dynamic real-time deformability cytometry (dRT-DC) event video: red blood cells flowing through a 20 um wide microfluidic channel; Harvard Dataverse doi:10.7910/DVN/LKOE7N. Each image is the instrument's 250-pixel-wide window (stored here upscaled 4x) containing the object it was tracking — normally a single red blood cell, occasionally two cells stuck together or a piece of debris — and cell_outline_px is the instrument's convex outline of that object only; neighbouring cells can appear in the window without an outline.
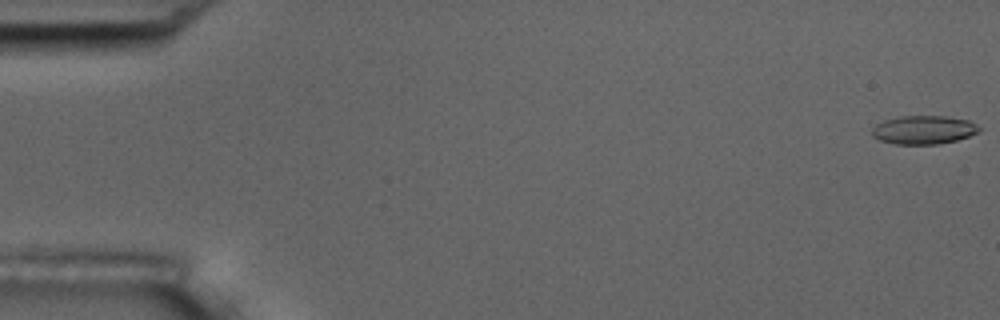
{"species": "common noctule bat (a hibernating species)", "species_latin": "Nyctalus noctula", "temperature_condition": "room temperature", "stored_images_in_passage": 8, "camera_frame_rate_fps": 3000, "um_per_image_px": 0.085, "animal": {"sex": "male", "body_mass_g": 17.5, "forearm_length_mm": 52.3}, "frame": {"image": 1, "passage_image": 1, "time_ms": 0.0, "image_size_px": [1000, 320], "cell_outline_px": [[980, 132], [956, 140], [936, 144], [896, 144], [880, 140], [872, 136], [872, 128], [876, 124], [884, 120], [900, 116], [944, 116], [968, 120], [976, 124], [980, 128]], "centroid_in_image_um": [78.5, 11.03], "position_along_channel_um": 6.5, "area_um2": 17.74}}
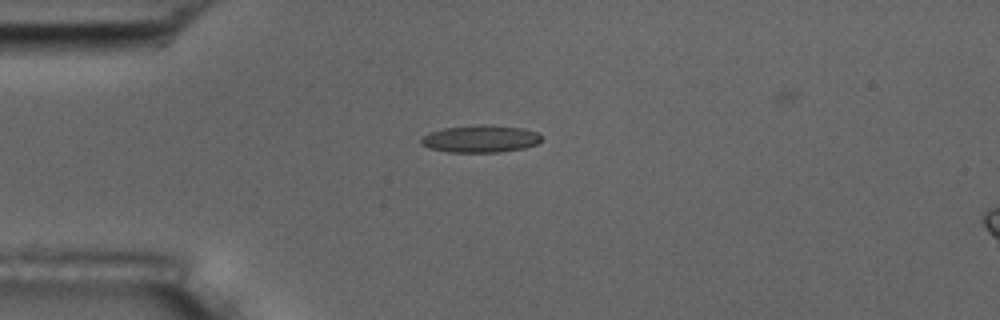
{"frame": {"image": 2, "passage_image": 5, "time_ms": 1.333, "image_size_px": [1000, 320], "cell_outline_px": [[540, 140], [536, 144], [524, 148], [500, 152], [448, 152], [428, 148], [420, 144], [420, 140], [428, 132], [444, 128], [480, 124], [524, 128], [536, 132], [540, 136]], "centroid_in_image_um": [40.79, 11.8], "position_along_channel_um": 44.2, "area_um2": 19.13}}